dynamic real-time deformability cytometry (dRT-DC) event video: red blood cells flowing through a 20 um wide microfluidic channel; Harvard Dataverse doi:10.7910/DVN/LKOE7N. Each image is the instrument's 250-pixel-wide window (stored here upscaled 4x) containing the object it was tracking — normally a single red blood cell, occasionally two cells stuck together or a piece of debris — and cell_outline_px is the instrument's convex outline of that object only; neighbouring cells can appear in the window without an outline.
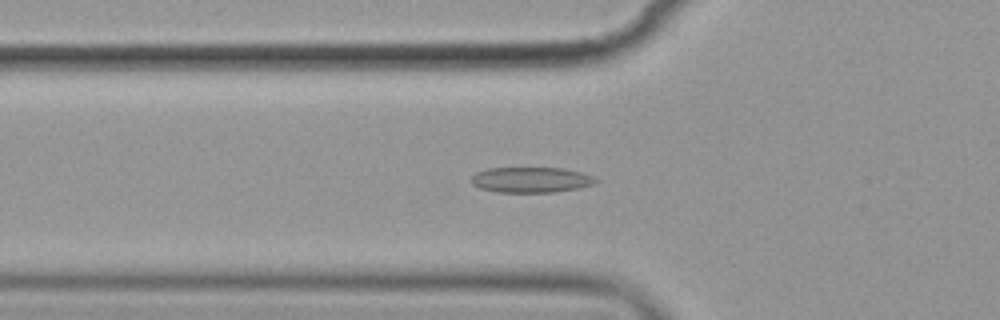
{"species": "common noctule bat (a hibernating species)", "species_latin": "Nyctalus noctula", "temperature_condition": "cold", "stored_images_in_passage": 46, "camera_frame_rate_fps": 3000, "um_per_image_px": 0.085, "animal": {"sex": "female", "body_mass_g": 19.9}, "frame": {"image": 1, "passage_image": 9, "time_ms": 2.667, "image_size_px": [1000, 320], "cell_outline_px": [[600, 180], [592, 184], [576, 188], [552, 192], [496, 192], [480, 188], [472, 184], [472, 176], [476, 172], [488, 168], [564, 168], [596, 176]], "centroid_in_image_um": [45.14, 15.28], "position_along_channel_um": 80.7, "area_um2": 18.44}}
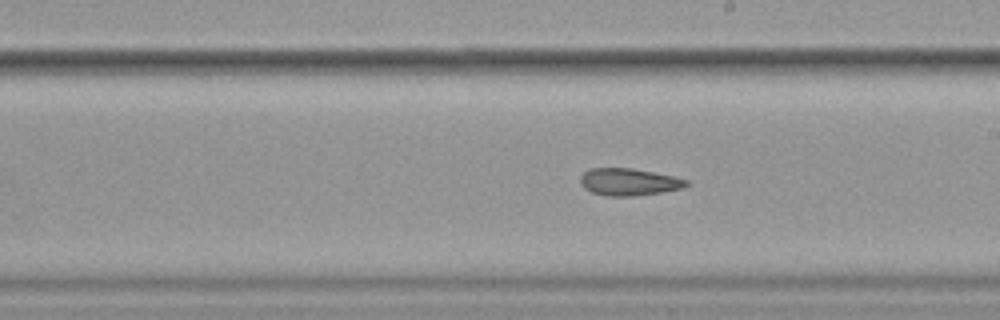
{"frame": {"image": 2, "passage_image": 22, "time_ms": 7.0, "image_size_px": [1000, 320], "cell_outline_px": [[688, 184], [680, 188], [660, 192], [636, 196], [608, 196], [592, 192], [584, 188], [580, 184], [580, 176], [584, 172], [592, 168], [632, 168], [672, 176], [688, 180]], "centroid_in_image_um": [53.4, 15.46], "position_along_channel_um": 235.6, "area_um2": 16.59}}
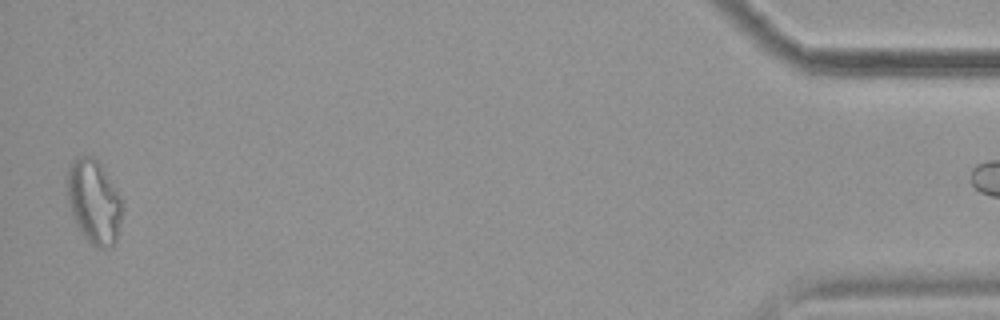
{"frame": {"image": 3, "passage_image": 45, "time_ms": 14.667, "image_size_px": [1000, 320], "cell_outline_px": [[124, 204], [116, 240], [112, 248], [96, 248], [84, 236], [76, 224], [68, 204], [68, 172], [72, 160], [80, 156], [92, 156], [100, 164], [120, 196]], "centroid_in_image_um": [8.0, 17.17], "position_along_channel_um": 427.2, "area_um2": 26.7}}